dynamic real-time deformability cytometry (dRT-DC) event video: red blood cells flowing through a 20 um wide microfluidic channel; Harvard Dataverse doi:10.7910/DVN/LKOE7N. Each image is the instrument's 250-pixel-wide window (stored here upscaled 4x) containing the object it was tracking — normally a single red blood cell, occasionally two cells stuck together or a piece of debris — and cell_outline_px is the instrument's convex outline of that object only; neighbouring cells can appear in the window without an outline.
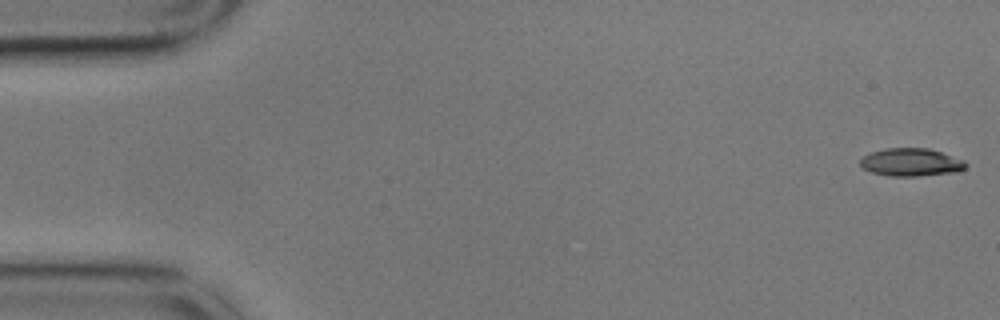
{"species": "common noctule bat (a hibernating species)", "species_latin": "Nyctalus noctula", "temperature_condition": "cold", "stored_images_in_passage": 56, "camera_frame_rate_fps": 3000, "um_per_image_px": 0.085, "animal": {"sex": "male", "body_mass_g": 17.9}, "frame": {"image": 1, "passage_image": 1, "time_ms": 0.0, "image_size_px": [1000, 320], "cell_outline_px": [[968, 164], [960, 172], [916, 176], [888, 176], [872, 172], [864, 168], [860, 164], [860, 160], [864, 156], [872, 152], [884, 148], [928, 148], [964, 160]], "centroid_in_image_um": [77.46, 13.8], "position_along_channel_um": 7.5, "area_um2": 17.11}}
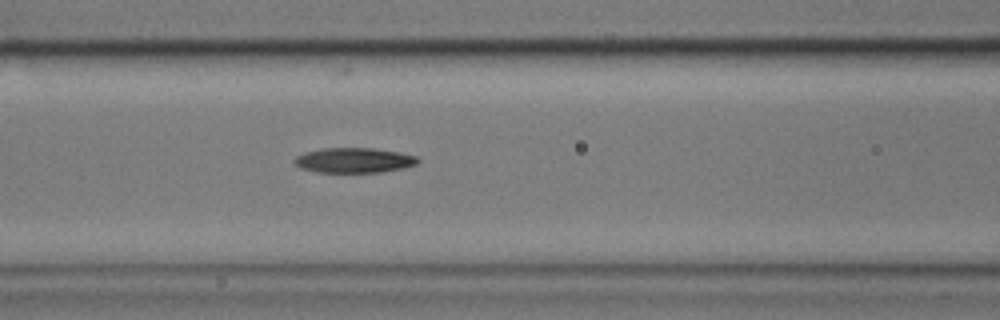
{"frame": {"image": 2, "passage_image": 23, "time_ms": 7.333, "image_size_px": [1000, 320], "cell_outline_px": [[420, 160], [416, 164], [404, 168], [380, 172], [316, 172], [300, 168], [292, 160], [296, 156], [304, 152], [324, 148], [376, 148], [400, 152], [416, 156]], "centroid_in_image_um": [30.09, 13.62], "position_along_channel_um": 136.5, "area_um2": 18.09}}
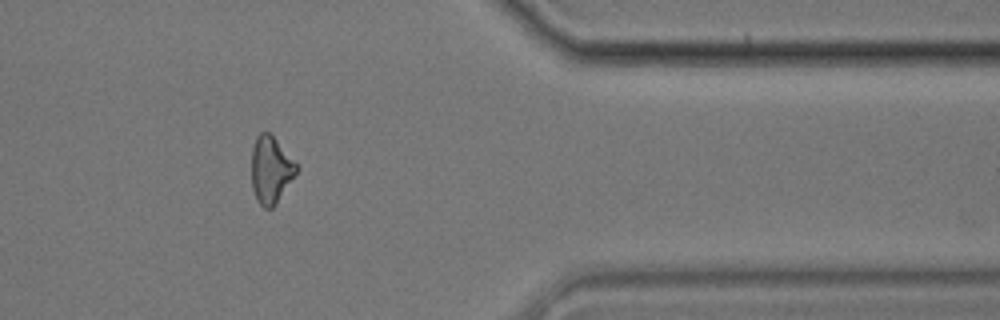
{"frame": {"image": 3, "passage_image": 46, "time_ms": 15.0, "image_size_px": [1000, 320], "cell_outline_px": [[296, 172], [276, 204], [272, 208], [264, 208], [256, 200], [252, 188], [252, 148], [256, 136], [260, 132], [268, 132], [276, 140], [296, 164]], "centroid_in_image_um": [22.97, 14.45], "position_along_channel_um": 388.4, "area_um2": 17.11}, "authors_computed_cell_mechanics": {"area_um2": 17.9469, "velocity_mm_per_s": 3.5489, "shape_relaxation_time_tau1_ms": 5.1039, "shape_relaxation_time_tau2_ms": 6.5292, "deformation_change_tau1": 0.1413, "deformation_change_tau2": 0.1628}}